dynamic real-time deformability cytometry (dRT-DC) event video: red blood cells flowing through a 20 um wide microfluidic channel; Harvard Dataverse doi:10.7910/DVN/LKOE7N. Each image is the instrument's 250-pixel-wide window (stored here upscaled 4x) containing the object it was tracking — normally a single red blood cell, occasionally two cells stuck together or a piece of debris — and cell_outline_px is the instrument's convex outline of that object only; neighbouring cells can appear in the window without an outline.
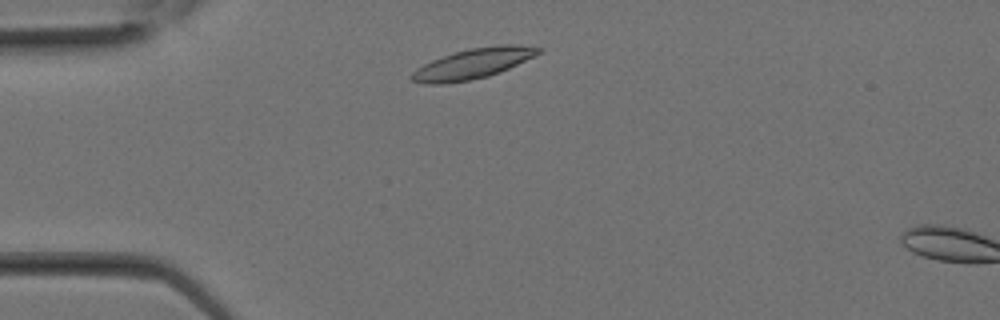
{"species": "Egyptian fruit bat (a non-hibernating species)", "species_latin": "Rousettus aegyptiacus", "temperature_condition": "room temperature", "stored_images_in_passage": 4, "camera_frame_rate_fps": 3000, "um_per_image_px": 0.085, "animal": {"sex": "female"}, "frame": {"image": 1, "passage_image": 2, "time_ms": 0.333, "image_size_px": [1000, 320], "cell_outline_px": [[544, 48], [540, 52], [500, 72], [488, 76], [468, 80], [440, 84], [424, 84], [412, 80], [412, 72], [416, 68], [432, 60], [456, 52], [472, 48], [500, 44], [512, 44]], "centroid_in_image_um": [40.18, 5.4], "position_along_channel_um": 44.8, "area_um2": 21.79}}